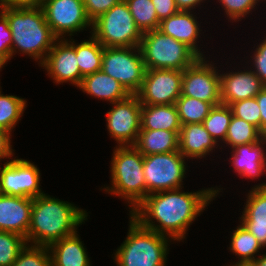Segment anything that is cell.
Listing matches in <instances>:
<instances>
[{"label":"cell","instance_id":"obj_1","mask_svg":"<svg viewBox=\"0 0 266 266\" xmlns=\"http://www.w3.org/2000/svg\"><path fill=\"white\" fill-rule=\"evenodd\" d=\"M181 189L147 195L130 215L160 235L174 241L184 240L189 226L223 189L211 187L196 192Z\"/></svg>","mask_w":266,"mask_h":266},{"label":"cell","instance_id":"obj_2","mask_svg":"<svg viewBox=\"0 0 266 266\" xmlns=\"http://www.w3.org/2000/svg\"><path fill=\"white\" fill-rule=\"evenodd\" d=\"M87 216L88 213L84 209L44 193L33 198L26 242H30V245L49 247L77 232L79 224L85 223Z\"/></svg>","mask_w":266,"mask_h":266},{"label":"cell","instance_id":"obj_3","mask_svg":"<svg viewBox=\"0 0 266 266\" xmlns=\"http://www.w3.org/2000/svg\"><path fill=\"white\" fill-rule=\"evenodd\" d=\"M12 34V57L18 52L42 64L57 40L45 20L41 7L0 6Z\"/></svg>","mask_w":266,"mask_h":266},{"label":"cell","instance_id":"obj_4","mask_svg":"<svg viewBox=\"0 0 266 266\" xmlns=\"http://www.w3.org/2000/svg\"><path fill=\"white\" fill-rule=\"evenodd\" d=\"M111 159V187L104 191L118 195L129 203V213L146 198V182L143 171L144 156L134 146H117Z\"/></svg>","mask_w":266,"mask_h":266},{"label":"cell","instance_id":"obj_5","mask_svg":"<svg viewBox=\"0 0 266 266\" xmlns=\"http://www.w3.org/2000/svg\"><path fill=\"white\" fill-rule=\"evenodd\" d=\"M168 242L171 239L143 227L130 215L127 237L113 259L117 266H166Z\"/></svg>","mask_w":266,"mask_h":266},{"label":"cell","instance_id":"obj_6","mask_svg":"<svg viewBox=\"0 0 266 266\" xmlns=\"http://www.w3.org/2000/svg\"><path fill=\"white\" fill-rule=\"evenodd\" d=\"M139 47L147 70L183 71L199 58L186 44L164 35L159 29L143 33Z\"/></svg>","mask_w":266,"mask_h":266},{"label":"cell","instance_id":"obj_7","mask_svg":"<svg viewBox=\"0 0 266 266\" xmlns=\"http://www.w3.org/2000/svg\"><path fill=\"white\" fill-rule=\"evenodd\" d=\"M91 35L104 47H139L142 39L125 0L92 22Z\"/></svg>","mask_w":266,"mask_h":266},{"label":"cell","instance_id":"obj_8","mask_svg":"<svg viewBox=\"0 0 266 266\" xmlns=\"http://www.w3.org/2000/svg\"><path fill=\"white\" fill-rule=\"evenodd\" d=\"M101 70L136 95L146 73L140 47H104Z\"/></svg>","mask_w":266,"mask_h":266},{"label":"cell","instance_id":"obj_9","mask_svg":"<svg viewBox=\"0 0 266 266\" xmlns=\"http://www.w3.org/2000/svg\"><path fill=\"white\" fill-rule=\"evenodd\" d=\"M185 158L180 152L144 156L143 171L146 182V197L160 191L183 188L186 175Z\"/></svg>","mask_w":266,"mask_h":266},{"label":"cell","instance_id":"obj_10","mask_svg":"<svg viewBox=\"0 0 266 266\" xmlns=\"http://www.w3.org/2000/svg\"><path fill=\"white\" fill-rule=\"evenodd\" d=\"M41 8L57 39L74 36V33L89 27L92 32V22L87 17L83 0H44Z\"/></svg>","mask_w":266,"mask_h":266},{"label":"cell","instance_id":"obj_11","mask_svg":"<svg viewBox=\"0 0 266 266\" xmlns=\"http://www.w3.org/2000/svg\"><path fill=\"white\" fill-rule=\"evenodd\" d=\"M208 62L205 57H199L183 70L181 95L216 106L221 104L220 70Z\"/></svg>","mask_w":266,"mask_h":266},{"label":"cell","instance_id":"obj_12","mask_svg":"<svg viewBox=\"0 0 266 266\" xmlns=\"http://www.w3.org/2000/svg\"><path fill=\"white\" fill-rule=\"evenodd\" d=\"M106 113V126L110 137L118 146H134L141 130L142 104L137 95H129L126 99L112 103Z\"/></svg>","mask_w":266,"mask_h":266},{"label":"cell","instance_id":"obj_13","mask_svg":"<svg viewBox=\"0 0 266 266\" xmlns=\"http://www.w3.org/2000/svg\"><path fill=\"white\" fill-rule=\"evenodd\" d=\"M39 168L25 159L12 158L0 166V193L12 196L38 197L40 188Z\"/></svg>","mask_w":266,"mask_h":266},{"label":"cell","instance_id":"obj_14","mask_svg":"<svg viewBox=\"0 0 266 266\" xmlns=\"http://www.w3.org/2000/svg\"><path fill=\"white\" fill-rule=\"evenodd\" d=\"M183 71L146 70L141 89L136 94L142 105L175 104L181 96Z\"/></svg>","mask_w":266,"mask_h":266},{"label":"cell","instance_id":"obj_15","mask_svg":"<svg viewBox=\"0 0 266 266\" xmlns=\"http://www.w3.org/2000/svg\"><path fill=\"white\" fill-rule=\"evenodd\" d=\"M70 40V41H69ZM57 39L48 52L45 60L39 66L45 68L47 75L55 84L70 82L79 88L83 77L78 67L74 40Z\"/></svg>","mask_w":266,"mask_h":266},{"label":"cell","instance_id":"obj_16","mask_svg":"<svg viewBox=\"0 0 266 266\" xmlns=\"http://www.w3.org/2000/svg\"><path fill=\"white\" fill-rule=\"evenodd\" d=\"M33 198L0 193V231L17 233L27 239Z\"/></svg>","mask_w":266,"mask_h":266},{"label":"cell","instance_id":"obj_17","mask_svg":"<svg viewBox=\"0 0 266 266\" xmlns=\"http://www.w3.org/2000/svg\"><path fill=\"white\" fill-rule=\"evenodd\" d=\"M264 87L251 67L250 70L220 73L221 103L225 105L254 98Z\"/></svg>","mask_w":266,"mask_h":266},{"label":"cell","instance_id":"obj_18","mask_svg":"<svg viewBox=\"0 0 266 266\" xmlns=\"http://www.w3.org/2000/svg\"><path fill=\"white\" fill-rule=\"evenodd\" d=\"M240 223L256 238L263 250L266 247V183L249 190Z\"/></svg>","mask_w":266,"mask_h":266},{"label":"cell","instance_id":"obj_19","mask_svg":"<svg viewBox=\"0 0 266 266\" xmlns=\"http://www.w3.org/2000/svg\"><path fill=\"white\" fill-rule=\"evenodd\" d=\"M265 145L266 138L258 143L242 144L232 148L230 162L234 172H237L241 178L252 180L266 175Z\"/></svg>","mask_w":266,"mask_h":266},{"label":"cell","instance_id":"obj_20","mask_svg":"<svg viewBox=\"0 0 266 266\" xmlns=\"http://www.w3.org/2000/svg\"><path fill=\"white\" fill-rule=\"evenodd\" d=\"M193 11L179 10L176 14L163 19L160 22L159 30L167 36L173 37L175 40L186 44L199 57H205L197 45L200 37V25Z\"/></svg>","mask_w":266,"mask_h":266},{"label":"cell","instance_id":"obj_21","mask_svg":"<svg viewBox=\"0 0 266 266\" xmlns=\"http://www.w3.org/2000/svg\"><path fill=\"white\" fill-rule=\"evenodd\" d=\"M218 146L203 123L182 125L180 128L179 152L187 159L204 158Z\"/></svg>","mask_w":266,"mask_h":266},{"label":"cell","instance_id":"obj_22","mask_svg":"<svg viewBox=\"0 0 266 266\" xmlns=\"http://www.w3.org/2000/svg\"><path fill=\"white\" fill-rule=\"evenodd\" d=\"M51 266H91L88 252L77 232L48 247Z\"/></svg>","mask_w":266,"mask_h":266},{"label":"cell","instance_id":"obj_23","mask_svg":"<svg viewBox=\"0 0 266 266\" xmlns=\"http://www.w3.org/2000/svg\"><path fill=\"white\" fill-rule=\"evenodd\" d=\"M79 88L87 95L98 100H107L110 104L124 100L130 95L117 80L102 70L84 76Z\"/></svg>","mask_w":266,"mask_h":266},{"label":"cell","instance_id":"obj_24","mask_svg":"<svg viewBox=\"0 0 266 266\" xmlns=\"http://www.w3.org/2000/svg\"><path fill=\"white\" fill-rule=\"evenodd\" d=\"M181 127L175 104L142 105L141 130L180 132Z\"/></svg>","mask_w":266,"mask_h":266},{"label":"cell","instance_id":"obj_25","mask_svg":"<svg viewBox=\"0 0 266 266\" xmlns=\"http://www.w3.org/2000/svg\"><path fill=\"white\" fill-rule=\"evenodd\" d=\"M179 133L168 130H140L134 147L143 156L178 151Z\"/></svg>","mask_w":266,"mask_h":266},{"label":"cell","instance_id":"obj_26","mask_svg":"<svg viewBox=\"0 0 266 266\" xmlns=\"http://www.w3.org/2000/svg\"><path fill=\"white\" fill-rule=\"evenodd\" d=\"M231 234L229 250L239 258L238 262L230 265H251L256 260L255 254L263 249L257 238L241 223Z\"/></svg>","mask_w":266,"mask_h":266},{"label":"cell","instance_id":"obj_27","mask_svg":"<svg viewBox=\"0 0 266 266\" xmlns=\"http://www.w3.org/2000/svg\"><path fill=\"white\" fill-rule=\"evenodd\" d=\"M74 49L82 77L101 70L104 46L93 35L78 44L74 41Z\"/></svg>","mask_w":266,"mask_h":266},{"label":"cell","instance_id":"obj_28","mask_svg":"<svg viewBox=\"0 0 266 266\" xmlns=\"http://www.w3.org/2000/svg\"><path fill=\"white\" fill-rule=\"evenodd\" d=\"M264 138L257 127L243 119L232 116L223 143H226L228 146L230 145L231 149L242 144L258 143Z\"/></svg>","mask_w":266,"mask_h":266},{"label":"cell","instance_id":"obj_29","mask_svg":"<svg viewBox=\"0 0 266 266\" xmlns=\"http://www.w3.org/2000/svg\"><path fill=\"white\" fill-rule=\"evenodd\" d=\"M175 105L178 110L181 125L203 123L204 119L214 107L212 103L183 95L176 100Z\"/></svg>","mask_w":266,"mask_h":266},{"label":"cell","instance_id":"obj_30","mask_svg":"<svg viewBox=\"0 0 266 266\" xmlns=\"http://www.w3.org/2000/svg\"><path fill=\"white\" fill-rule=\"evenodd\" d=\"M27 101L15 95H4L0 88V129L8 131L12 135V130L21 120L26 109Z\"/></svg>","mask_w":266,"mask_h":266},{"label":"cell","instance_id":"obj_31","mask_svg":"<svg viewBox=\"0 0 266 266\" xmlns=\"http://www.w3.org/2000/svg\"><path fill=\"white\" fill-rule=\"evenodd\" d=\"M233 116L229 105L219 104L214 106L208 116L204 119L203 125L211 137L218 142H224L227 129Z\"/></svg>","mask_w":266,"mask_h":266},{"label":"cell","instance_id":"obj_32","mask_svg":"<svg viewBox=\"0 0 266 266\" xmlns=\"http://www.w3.org/2000/svg\"><path fill=\"white\" fill-rule=\"evenodd\" d=\"M141 33L159 29L160 21L151 0H125Z\"/></svg>","mask_w":266,"mask_h":266},{"label":"cell","instance_id":"obj_33","mask_svg":"<svg viewBox=\"0 0 266 266\" xmlns=\"http://www.w3.org/2000/svg\"><path fill=\"white\" fill-rule=\"evenodd\" d=\"M26 244V238L23 236L0 231V266H12Z\"/></svg>","mask_w":266,"mask_h":266},{"label":"cell","instance_id":"obj_34","mask_svg":"<svg viewBox=\"0 0 266 266\" xmlns=\"http://www.w3.org/2000/svg\"><path fill=\"white\" fill-rule=\"evenodd\" d=\"M12 266H51L48 247L26 244Z\"/></svg>","mask_w":266,"mask_h":266},{"label":"cell","instance_id":"obj_35","mask_svg":"<svg viewBox=\"0 0 266 266\" xmlns=\"http://www.w3.org/2000/svg\"><path fill=\"white\" fill-rule=\"evenodd\" d=\"M229 107L232 110L233 116L247 121L261 132L260 107L256 97L231 103Z\"/></svg>","mask_w":266,"mask_h":266},{"label":"cell","instance_id":"obj_36","mask_svg":"<svg viewBox=\"0 0 266 266\" xmlns=\"http://www.w3.org/2000/svg\"><path fill=\"white\" fill-rule=\"evenodd\" d=\"M222 8L225 10L226 16L232 22L241 21L252 10L256 8L259 0H218ZM242 18V19H241Z\"/></svg>","mask_w":266,"mask_h":266},{"label":"cell","instance_id":"obj_37","mask_svg":"<svg viewBox=\"0 0 266 266\" xmlns=\"http://www.w3.org/2000/svg\"><path fill=\"white\" fill-rule=\"evenodd\" d=\"M263 42L257 44L253 56H250L254 68L251 70L260 78L261 82L266 86V37Z\"/></svg>","mask_w":266,"mask_h":266},{"label":"cell","instance_id":"obj_38","mask_svg":"<svg viewBox=\"0 0 266 266\" xmlns=\"http://www.w3.org/2000/svg\"><path fill=\"white\" fill-rule=\"evenodd\" d=\"M122 0H83L87 17L93 22Z\"/></svg>","mask_w":266,"mask_h":266},{"label":"cell","instance_id":"obj_39","mask_svg":"<svg viewBox=\"0 0 266 266\" xmlns=\"http://www.w3.org/2000/svg\"><path fill=\"white\" fill-rule=\"evenodd\" d=\"M12 34L5 14L0 10V54L11 60Z\"/></svg>","mask_w":266,"mask_h":266},{"label":"cell","instance_id":"obj_40","mask_svg":"<svg viewBox=\"0 0 266 266\" xmlns=\"http://www.w3.org/2000/svg\"><path fill=\"white\" fill-rule=\"evenodd\" d=\"M158 20L161 22L163 19L176 14L179 9L176 6L175 0H151Z\"/></svg>","mask_w":266,"mask_h":266},{"label":"cell","instance_id":"obj_41","mask_svg":"<svg viewBox=\"0 0 266 266\" xmlns=\"http://www.w3.org/2000/svg\"><path fill=\"white\" fill-rule=\"evenodd\" d=\"M14 150L11 145V134L4 130L0 129V162L5 158H8L9 161L12 156H14Z\"/></svg>","mask_w":266,"mask_h":266},{"label":"cell","instance_id":"obj_42","mask_svg":"<svg viewBox=\"0 0 266 266\" xmlns=\"http://www.w3.org/2000/svg\"><path fill=\"white\" fill-rule=\"evenodd\" d=\"M255 97L260 107L261 134L266 138V86Z\"/></svg>","mask_w":266,"mask_h":266},{"label":"cell","instance_id":"obj_43","mask_svg":"<svg viewBox=\"0 0 266 266\" xmlns=\"http://www.w3.org/2000/svg\"><path fill=\"white\" fill-rule=\"evenodd\" d=\"M44 0H0V6L41 7Z\"/></svg>","mask_w":266,"mask_h":266},{"label":"cell","instance_id":"obj_44","mask_svg":"<svg viewBox=\"0 0 266 266\" xmlns=\"http://www.w3.org/2000/svg\"><path fill=\"white\" fill-rule=\"evenodd\" d=\"M206 0H175L179 10L191 11L201 5Z\"/></svg>","mask_w":266,"mask_h":266},{"label":"cell","instance_id":"obj_45","mask_svg":"<svg viewBox=\"0 0 266 266\" xmlns=\"http://www.w3.org/2000/svg\"><path fill=\"white\" fill-rule=\"evenodd\" d=\"M250 266H266V253L260 254Z\"/></svg>","mask_w":266,"mask_h":266},{"label":"cell","instance_id":"obj_46","mask_svg":"<svg viewBox=\"0 0 266 266\" xmlns=\"http://www.w3.org/2000/svg\"><path fill=\"white\" fill-rule=\"evenodd\" d=\"M8 58L0 54V71L4 67V65L8 62ZM1 87V86H0Z\"/></svg>","mask_w":266,"mask_h":266},{"label":"cell","instance_id":"obj_47","mask_svg":"<svg viewBox=\"0 0 266 266\" xmlns=\"http://www.w3.org/2000/svg\"><path fill=\"white\" fill-rule=\"evenodd\" d=\"M229 266H250V265H229Z\"/></svg>","mask_w":266,"mask_h":266}]
</instances>
